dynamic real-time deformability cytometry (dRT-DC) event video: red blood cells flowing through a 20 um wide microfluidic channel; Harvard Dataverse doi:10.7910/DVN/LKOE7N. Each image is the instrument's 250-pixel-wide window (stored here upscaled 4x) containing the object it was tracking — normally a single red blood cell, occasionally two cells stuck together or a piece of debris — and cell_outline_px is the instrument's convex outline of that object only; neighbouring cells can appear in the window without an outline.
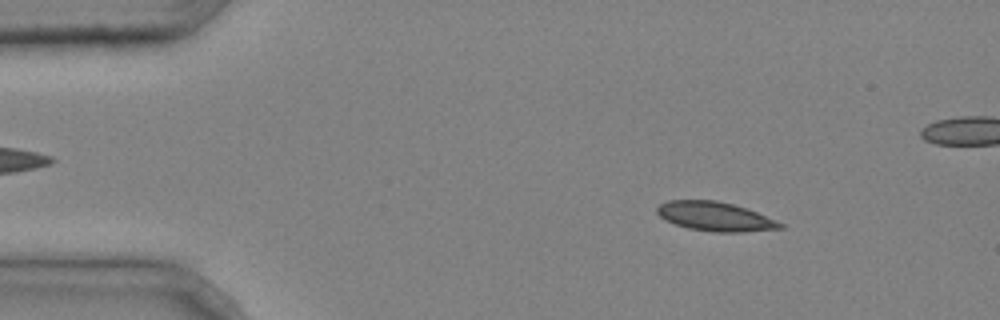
{"species": "common noctule bat (a hibernating species)", "species_latin": "Nyctalus noctula", "temperature_condition": "cold", "stored_images_in_passage": 4, "camera_frame_rate_fps": 3000, "um_per_image_px": 0.085, "animal": {"sex": "male", "body_mass_g": 20.4}, "frame": {"image": 1, "passage_image": 1, "time_ms": 0.0, "image_size_px": [1000, 320], "cell_outline_px": [[784, 228], [740, 232], [716, 232], [688, 228], [664, 220], [656, 212], [656, 208], [660, 204], [668, 200], [716, 200], [732, 204], [756, 212], [776, 220], [784, 224]], "centroid_in_image_um": [60.76, 18.4], "position_along_channel_um": 24.2, "area_um2": 20.75}}